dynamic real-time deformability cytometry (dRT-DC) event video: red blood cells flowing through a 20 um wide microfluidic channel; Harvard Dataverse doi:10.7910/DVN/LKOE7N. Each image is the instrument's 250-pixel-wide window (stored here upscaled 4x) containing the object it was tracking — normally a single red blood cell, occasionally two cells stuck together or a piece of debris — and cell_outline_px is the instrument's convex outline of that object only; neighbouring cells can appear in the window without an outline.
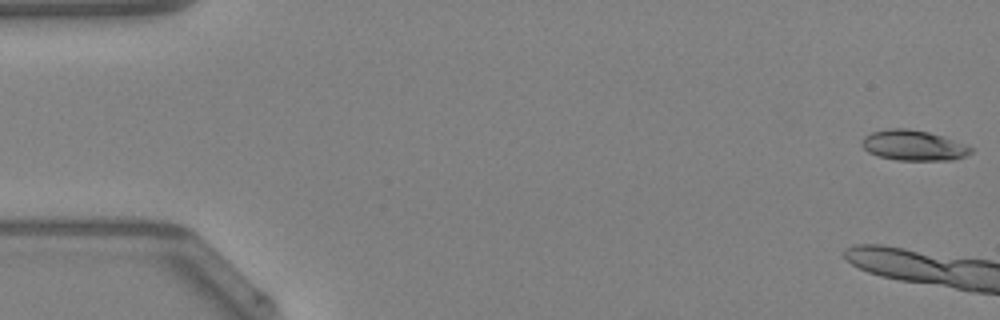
{"species": "Egyptian fruit bat (a non-hibernating species)", "species_latin": "Rousettus aegyptiacus", "temperature_condition": "warm", "stored_images_in_passage": 4, "camera_frame_rate_fps": 3000, "um_per_image_px": 0.085, "animal": {"sex": "female"}, "frame": {"image": 1, "passage_image": 1, "time_ms": 0.0, "image_size_px": [1000, 320], "cell_outline_px": [[972, 152], [964, 156], [952, 160], [896, 160], [880, 156], [868, 152], [864, 148], [864, 136], [872, 132], [888, 128], [908, 128], [928, 132], [964, 144], [972, 148]], "centroid_in_image_um": [77.64, 12.36], "position_along_channel_um": 7.4, "area_um2": 18.9}}